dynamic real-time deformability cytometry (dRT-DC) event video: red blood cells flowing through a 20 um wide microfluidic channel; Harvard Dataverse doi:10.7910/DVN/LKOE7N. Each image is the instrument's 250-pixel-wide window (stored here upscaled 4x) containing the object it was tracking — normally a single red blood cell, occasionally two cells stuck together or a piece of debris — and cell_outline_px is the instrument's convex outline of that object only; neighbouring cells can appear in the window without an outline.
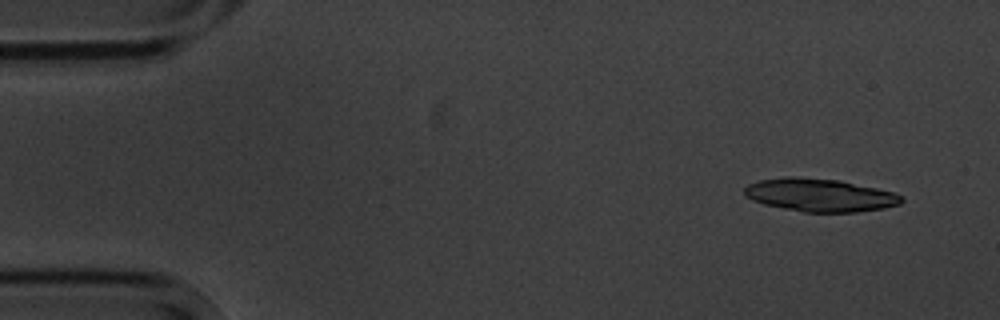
{"species": "common noctule bat (a hibernating species)", "species_latin": "Nyctalus noctula", "temperature_condition": "cold", "stored_images_in_passage": 6, "segment_of_instrument_passage": [1, 2], "camera_frame_rate_fps": 3000, "um_per_image_px": 0.085, "animal": {"sex": "male", "body_mass_g": 20.1, "forearm_length_mm": 53.5}, "frame": {"image": 1, "passage_image": 1, "time_ms": 0.0, "image_size_px": [1000, 320], "cell_outline_px": [[904, 200], [900, 204], [884, 208], [856, 212], [804, 212], [764, 204], [752, 200], [744, 196], [744, 188], [748, 184], [760, 180], [784, 176], [800, 176], [840, 180], [876, 188], [892, 192], [904, 196]], "centroid_in_image_um": [69.67, 16.57], "position_along_channel_um": 15.3, "area_um2": 30.4}}